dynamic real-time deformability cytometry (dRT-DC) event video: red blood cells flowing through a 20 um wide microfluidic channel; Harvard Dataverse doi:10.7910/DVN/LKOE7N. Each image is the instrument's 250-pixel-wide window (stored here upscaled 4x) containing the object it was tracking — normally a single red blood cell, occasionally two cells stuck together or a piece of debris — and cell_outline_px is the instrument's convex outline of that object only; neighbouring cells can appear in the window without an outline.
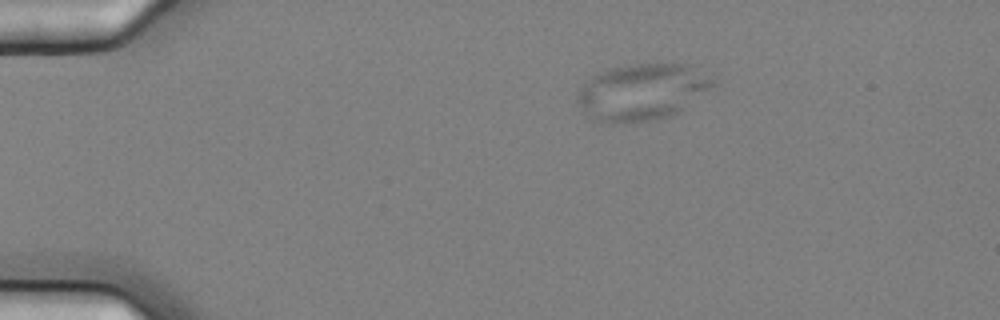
{"species": "common noctule bat (a hibernating species)", "species_latin": "Nyctalus noctula", "temperature_condition": "cold", "stored_images_in_passage": 3, "camera_frame_rate_fps": 3000, "um_per_image_px": 0.085, "animal": {"sex": "female", "body_mass_g": 25.1}, "frame": {"image": 1, "passage_image": 1, "time_ms": 0.0, "image_size_px": [1000, 320], "cell_outline_px": [[716, 84], [672, 116], [648, 120], [612, 124], [600, 124], [588, 120], [576, 100], [576, 96], [580, 88], [592, 76], [608, 68], [628, 64], [680, 64], [712, 76]], "centroid_in_image_um": [54.47, 7.85], "position_along_channel_um": 30.5, "area_um2": 44.68}}